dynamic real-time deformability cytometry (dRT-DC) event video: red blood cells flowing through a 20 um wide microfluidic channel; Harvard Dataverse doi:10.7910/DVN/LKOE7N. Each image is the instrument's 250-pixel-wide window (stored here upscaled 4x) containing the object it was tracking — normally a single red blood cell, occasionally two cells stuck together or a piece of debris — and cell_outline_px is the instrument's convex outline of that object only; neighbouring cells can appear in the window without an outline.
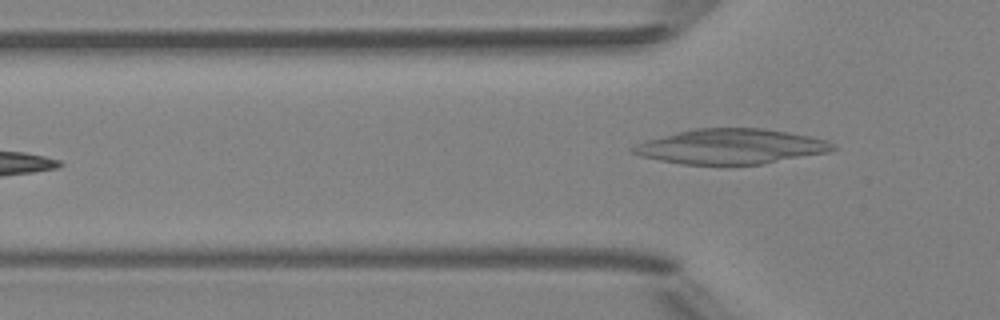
{"species": "Egyptian fruit bat (a non-hibernating species)", "species_latin": "Rousettus aegyptiacus", "temperature_condition": "room temperature", "stored_images_in_passage": 5, "camera_frame_rate_fps": 3000, "um_per_image_px": 0.085, "animal": {"sex": "female"}, "frame": {"image": 1, "passage_image": 5, "time_ms": 4.667, "image_size_px": [1000, 320], "cell_outline_px": [[836, 148], [828, 152], [760, 164], [680, 164], [640, 156], [628, 152], [628, 148], [636, 144], [648, 140], [696, 128], [760, 128], [788, 132], [828, 140]], "centroid_in_image_um": [62.09, 12.45], "position_along_channel_um": 63.7, "area_um2": 40.34}}